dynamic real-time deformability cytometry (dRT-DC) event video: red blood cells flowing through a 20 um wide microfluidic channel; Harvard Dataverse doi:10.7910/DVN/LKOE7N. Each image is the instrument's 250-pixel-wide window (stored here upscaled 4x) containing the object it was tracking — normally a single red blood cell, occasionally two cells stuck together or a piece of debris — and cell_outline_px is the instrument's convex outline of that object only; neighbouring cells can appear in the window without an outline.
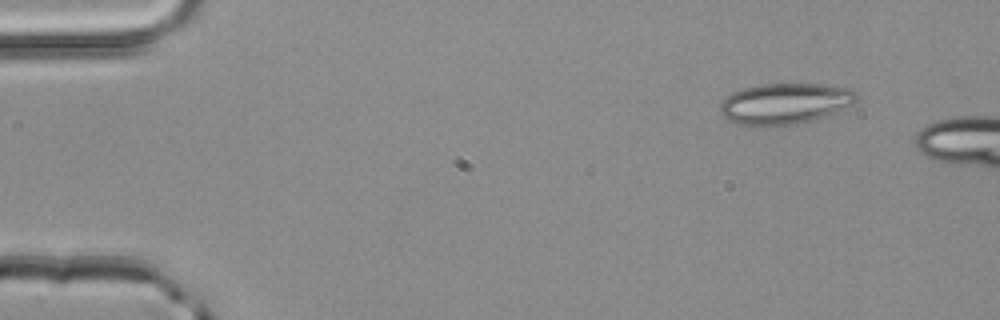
{"species": "common noctule bat (a hibernating species)", "species_latin": "Nyctalus noctula", "temperature_condition": "room temperature", "stored_images_in_passage": 9, "camera_frame_rate_fps": 3000, "um_per_image_px": 0.085, "animal": {"sex": "male", "body_mass_g": 20.4}, "frame": {"image": 1, "passage_image": 1, "time_ms": 0.0, "image_size_px": [1000, 320], "cell_outline_px": [[860, 96], [852, 104], [836, 112], [812, 120], [792, 124], [740, 124], [728, 120], [720, 112], [720, 104], [732, 92], [744, 88], [764, 84], [828, 84], [852, 88]], "centroid_in_image_um": [66.78, 8.77], "position_along_channel_um": 18.2, "area_um2": 32.08}}